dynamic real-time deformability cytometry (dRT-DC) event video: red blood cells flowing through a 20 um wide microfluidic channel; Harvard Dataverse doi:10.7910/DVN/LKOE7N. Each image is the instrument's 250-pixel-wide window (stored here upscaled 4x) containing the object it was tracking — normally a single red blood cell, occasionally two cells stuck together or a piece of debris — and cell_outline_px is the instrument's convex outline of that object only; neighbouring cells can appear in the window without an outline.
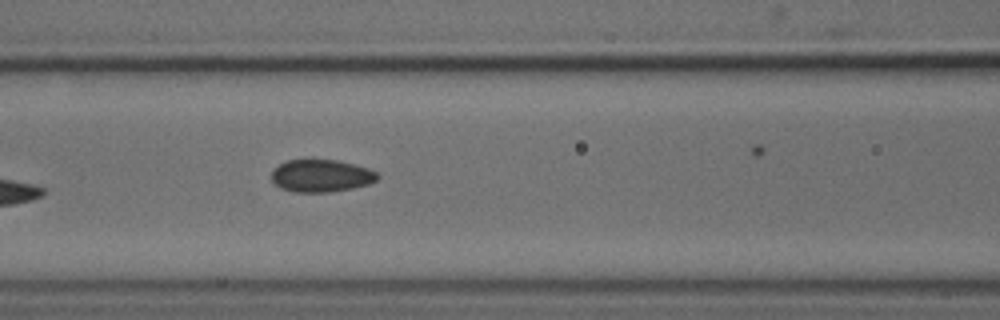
{"species": "common noctule bat (a hibernating species)", "species_latin": "Nyctalus noctula", "temperature_condition": "cold", "stored_images_in_passage": 6, "camera_frame_rate_fps": 3000, "um_per_image_px": 0.085, "animal": {"sex": "male", "body_mass_g": 18.8}, "frame": {"image": 1, "passage_image": 6, "time_ms": 6.0, "image_size_px": [1000, 320], "cell_outline_px": [[380, 176], [376, 180], [368, 184], [352, 188], [328, 192], [292, 192], [280, 188], [272, 180], [272, 168], [288, 160], [336, 160], [368, 168], [376, 172]], "centroid_in_image_um": [27.28, 14.95], "position_along_channel_um": 139.3, "area_um2": 19.94}}